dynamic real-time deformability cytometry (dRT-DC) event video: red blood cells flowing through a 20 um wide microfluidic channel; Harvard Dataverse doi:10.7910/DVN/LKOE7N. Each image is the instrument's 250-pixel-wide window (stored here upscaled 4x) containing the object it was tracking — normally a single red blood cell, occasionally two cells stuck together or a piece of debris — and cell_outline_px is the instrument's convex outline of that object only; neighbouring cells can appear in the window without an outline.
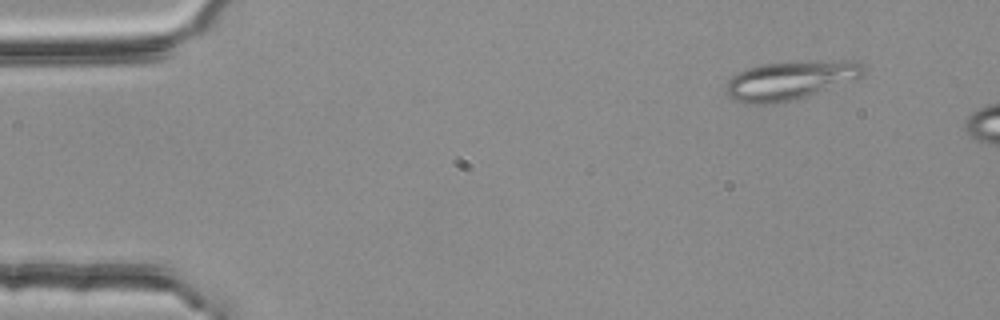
{"species": "common noctule bat (a hibernating species)", "species_latin": "Nyctalus noctula", "temperature_condition": "room temperature", "stored_images_in_passage": 47, "segment_of_instrument_passage": [1, 2], "camera_frame_rate_fps": 3000, "um_per_image_px": 0.085, "animal": {"sex": "female", "body_mass_g": 25.1}, "frame": {"image": 1, "passage_image": 1, "time_ms": 0.0, "image_size_px": [1000, 320], "cell_outline_px": [[864, 76], [808, 96], [776, 104], [744, 104], [728, 96], [724, 92], [724, 84], [736, 72], [760, 64], [832, 60], [856, 60], [864, 64]], "centroid_in_image_um": [67.14, 6.83], "position_along_channel_um": 17.9, "area_um2": 31.44}}